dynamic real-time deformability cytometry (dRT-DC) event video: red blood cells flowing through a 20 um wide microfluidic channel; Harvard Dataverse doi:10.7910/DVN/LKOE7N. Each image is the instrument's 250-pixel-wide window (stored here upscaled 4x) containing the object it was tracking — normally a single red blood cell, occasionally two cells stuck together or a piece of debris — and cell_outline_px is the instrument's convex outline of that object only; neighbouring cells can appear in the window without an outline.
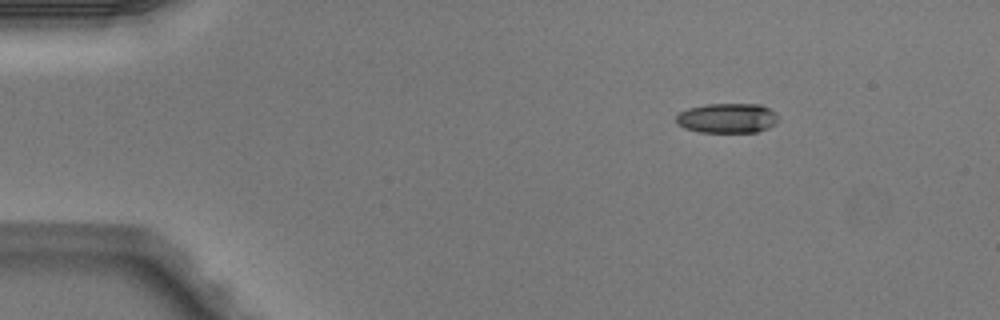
{"species": "Egyptian fruit bat (a non-hibernating species)", "species_latin": "Rousettus aegyptiacus", "temperature_condition": "warm", "stored_images_in_passage": 5, "camera_frame_rate_fps": 3000, "um_per_image_px": 0.085, "animal": {"sex": "male"}, "frame": {"image": 1, "passage_image": 3, "time_ms": 0.667, "image_size_px": [1000, 320], "cell_outline_px": [[776, 124], [768, 128], [756, 132], [700, 132], [684, 128], [676, 124], [676, 116], [680, 112], [688, 108], [704, 104], [760, 104], [776, 112]], "centroid_in_image_um": [61.79, 10.04], "position_along_channel_um": 23.2, "area_um2": 17.8}}